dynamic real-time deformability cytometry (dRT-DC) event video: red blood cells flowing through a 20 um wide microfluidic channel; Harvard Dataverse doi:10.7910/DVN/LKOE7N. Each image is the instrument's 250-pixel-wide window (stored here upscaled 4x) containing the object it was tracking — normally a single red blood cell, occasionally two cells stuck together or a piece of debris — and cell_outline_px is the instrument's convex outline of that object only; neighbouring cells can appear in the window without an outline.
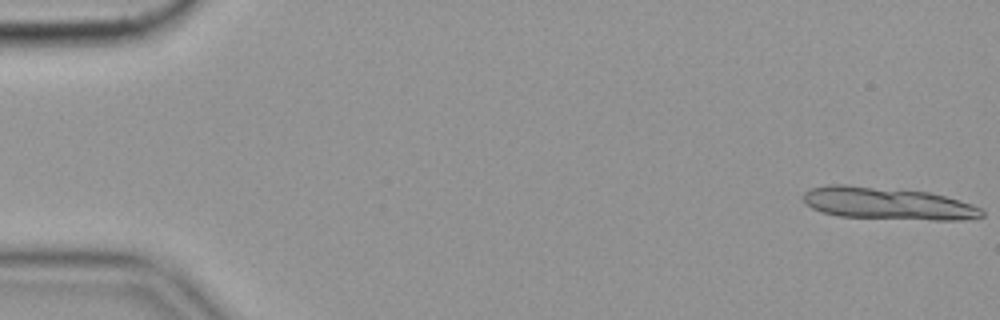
{"species": "common noctule bat (a hibernating species)", "species_latin": "Nyctalus noctula", "temperature_condition": "cold", "stored_images_in_passage": 7, "camera_frame_rate_fps": 3000, "um_per_image_px": 0.085, "animal": {"sex": "female", "body_mass_g": 19.9}, "frame": {"image": 1, "passage_image": 1, "time_ms": 0.0, "image_size_px": [1000, 320], "cell_outline_px": [[984, 216], [960, 220], [932, 220], [840, 216], [820, 212], [804, 204], [804, 192], [812, 188], [828, 184], [844, 184], [928, 192], [944, 196], [972, 204], [980, 208], [984, 212]], "centroid_in_image_um": [75.42, 17.29], "position_along_channel_um": 9.6, "area_um2": 33.47}}